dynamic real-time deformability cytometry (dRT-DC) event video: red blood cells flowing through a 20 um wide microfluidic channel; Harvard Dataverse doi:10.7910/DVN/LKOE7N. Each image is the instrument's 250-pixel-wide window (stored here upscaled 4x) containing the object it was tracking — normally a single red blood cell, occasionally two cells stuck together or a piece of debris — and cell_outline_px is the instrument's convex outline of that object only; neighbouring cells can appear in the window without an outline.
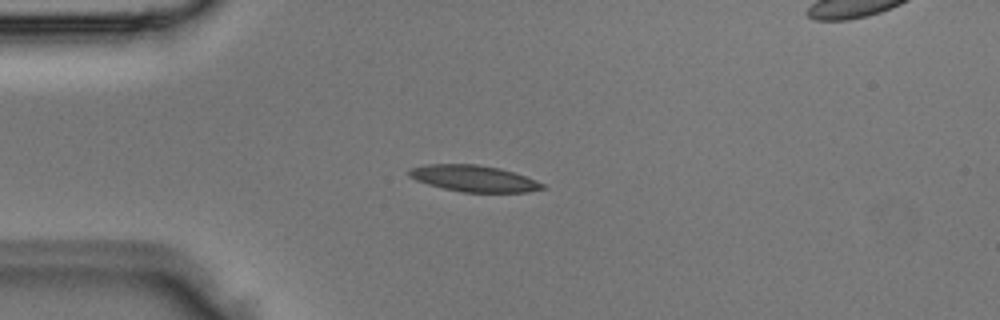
{"species": "Egyptian fruit bat (a non-hibernating species)", "species_latin": "Rousettus aegyptiacus", "temperature_condition": "room temperature", "stored_images_in_passage": 2, "camera_frame_rate_fps": 3000, "um_per_image_px": 0.085, "animal": {"sex": "male"}, "frame": {"image": 1, "passage_image": 1, "time_ms": 0.0, "image_size_px": [1000, 320], "cell_outline_px": [[544, 188], [528, 192], [464, 192], [444, 188], [428, 184], [416, 180], [408, 176], [408, 168], [424, 164], [476, 164], [500, 168], [536, 180], [544, 184]], "centroid_in_image_um": [40.23, 15.16], "position_along_channel_um": 44.8, "area_um2": 20.4}}